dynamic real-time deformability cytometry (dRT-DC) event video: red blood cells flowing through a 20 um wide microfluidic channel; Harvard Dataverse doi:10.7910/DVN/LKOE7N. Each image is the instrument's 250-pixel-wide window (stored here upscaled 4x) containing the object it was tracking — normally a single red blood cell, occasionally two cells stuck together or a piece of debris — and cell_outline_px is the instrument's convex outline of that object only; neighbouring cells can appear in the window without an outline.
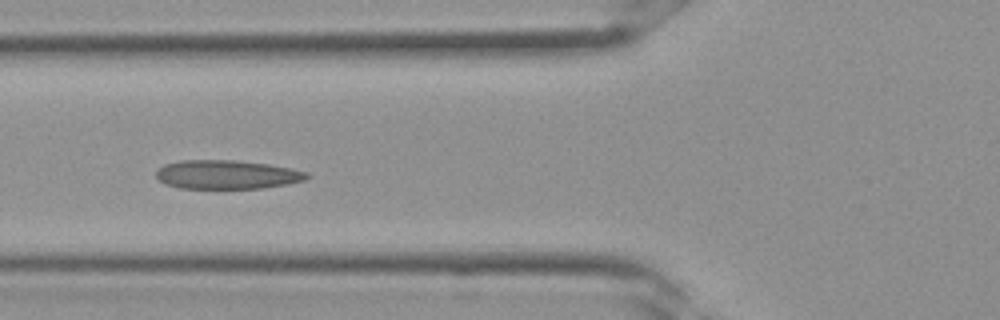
{"species": "Egyptian fruit bat (a non-hibernating species)", "species_latin": "Rousettus aegyptiacus", "temperature_condition": "room temperature", "stored_images_in_passage": 33, "camera_frame_rate_fps": 3000, "um_per_image_px": 0.085, "frame": {"image": 1, "passage_image": 12, "time_ms": 3.667, "image_size_px": [1000, 320], "cell_outline_px": [[312, 176], [304, 180], [288, 184], [260, 188], [180, 188], [164, 184], [156, 176], [156, 172], [164, 164], [180, 160], [232, 160], [268, 164], [292, 168], [308, 172]], "centroid_in_image_um": [19.31, 14.83], "position_along_channel_um": 106.5, "area_um2": 25.37}}
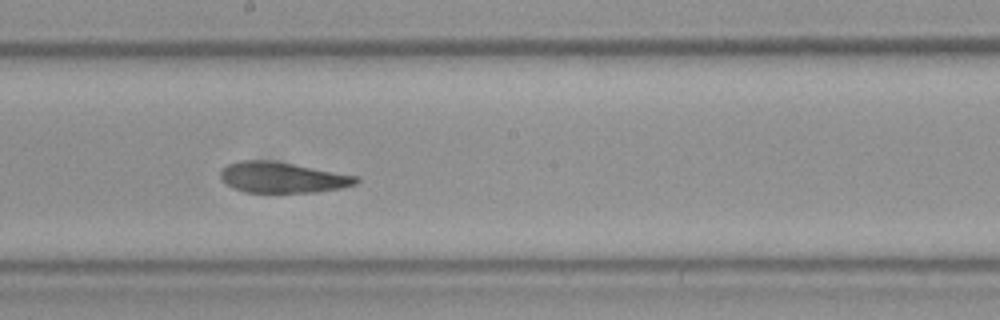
{"frame": {"image": 2, "passage_image": 18, "time_ms": 5.667, "image_size_px": [1000, 320], "cell_outline_px": [[360, 180], [356, 184], [340, 188], [316, 192], [244, 192], [232, 188], [220, 176], [220, 172], [228, 164], [240, 160], [264, 160], [292, 164], [360, 176]], "centroid_in_image_um": [24.03, 15.09], "position_along_channel_um": 224.2, "area_um2": 24.04}}
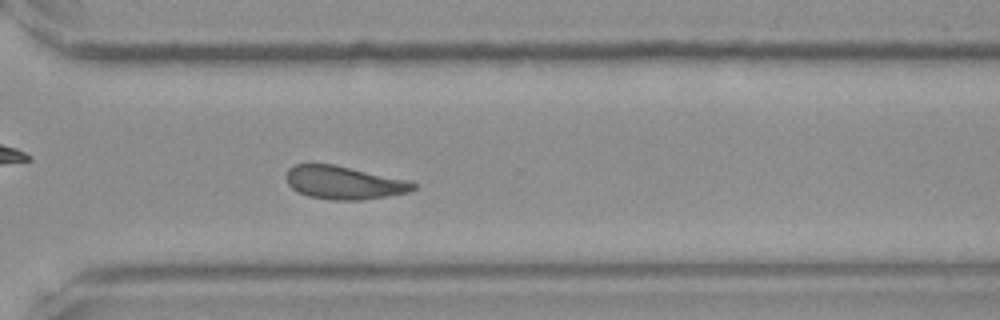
{"frame": {"image": 3, "passage_image": 24, "time_ms": 7.667, "image_size_px": [1000, 320], "cell_outline_px": [[420, 184], [416, 188], [408, 192], [360, 200], [332, 200], [308, 196], [292, 188], [288, 184], [284, 176], [288, 168], [292, 164], [332, 164], [408, 180]], "centroid_in_image_um": [29.21, 15.52], "position_along_channel_um": 341.4, "area_um2": 24.51}}